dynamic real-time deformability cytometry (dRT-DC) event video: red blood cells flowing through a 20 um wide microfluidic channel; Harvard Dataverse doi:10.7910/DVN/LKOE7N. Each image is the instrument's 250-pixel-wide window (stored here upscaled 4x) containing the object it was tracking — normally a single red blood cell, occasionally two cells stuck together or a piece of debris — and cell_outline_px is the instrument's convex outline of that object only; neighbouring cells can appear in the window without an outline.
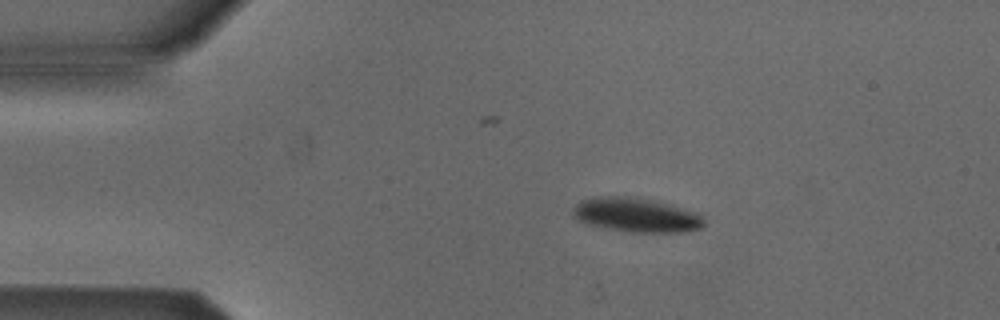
{"species": "Egyptian fruit bat (a non-hibernating species)", "species_latin": "Rousettus aegyptiacus", "temperature_condition": "cold", "stored_images_in_passage": 3, "camera_frame_rate_fps": 3000, "um_per_image_px": 0.085, "animal": {"sex": "male"}, "frame": {"image": 1, "passage_image": 1, "time_ms": 0.0, "image_size_px": [1000, 320], "cell_outline_px": [[704, 224], [700, 228], [680, 232], [632, 232], [608, 228], [588, 224], [576, 220], [572, 216], [572, 208], [576, 204], [584, 200], [596, 196], [628, 196], [652, 200], [672, 204], [700, 212], [704, 220]], "centroid_in_image_um": [54.09, 18.26], "position_along_channel_um": 30.9, "area_um2": 26.36}}
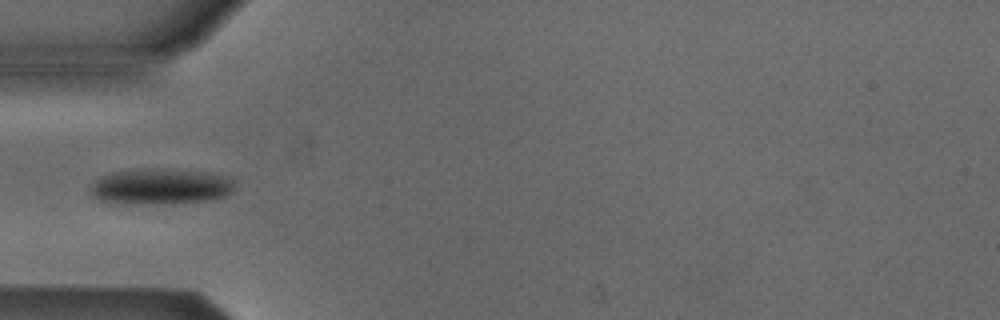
{"frame": {"image": 2, "passage_image": 3, "time_ms": 2.333, "image_size_px": [1000, 320], "cell_outline_px": [[236, 188], [232, 192], [224, 196], [204, 200], [172, 204], [112, 204], [100, 200], [88, 192], [88, 188], [100, 176], [112, 172], [140, 168], [164, 168], [208, 172], [236, 176]], "centroid_in_image_um": [13.67, 15.84], "position_along_channel_um": 71.3, "area_um2": 31.33}}